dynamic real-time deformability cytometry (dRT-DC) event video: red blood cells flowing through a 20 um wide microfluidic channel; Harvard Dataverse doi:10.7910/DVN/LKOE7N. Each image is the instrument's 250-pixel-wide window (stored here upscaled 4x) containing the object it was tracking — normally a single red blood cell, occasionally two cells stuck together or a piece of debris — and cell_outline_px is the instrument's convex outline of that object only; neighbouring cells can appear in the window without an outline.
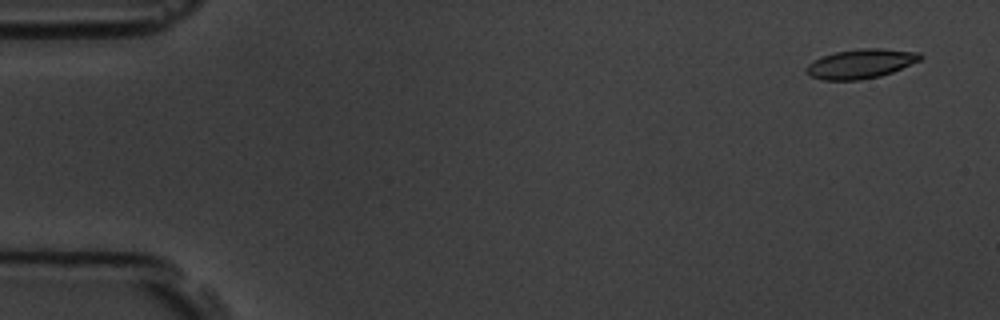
{"species": "common noctule bat (a hibernating species)", "species_latin": "Nyctalus noctula", "temperature_condition": "room temperature", "stored_images_in_passage": 6, "segment_of_instrument_passage": [2, 2], "camera_frame_rate_fps": 3000, "um_per_image_px": 0.085, "animal": {"sex": "male", "body_mass_g": 19.5, "forearm_length_mm": 54.6}, "frame": {"image": 1, "passage_image": 6, "time_ms": 6.667, "image_size_px": [1000, 320], "cell_outline_px": [[924, 56], [920, 60], [892, 72], [880, 76], [860, 80], [824, 80], [808, 76], [804, 72], [804, 68], [812, 60], [836, 52], [860, 48], [880, 48], [920, 52]], "centroid_in_image_um": [73.13, 5.42], "position_along_channel_um": 11.9, "area_um2": 19.65}}